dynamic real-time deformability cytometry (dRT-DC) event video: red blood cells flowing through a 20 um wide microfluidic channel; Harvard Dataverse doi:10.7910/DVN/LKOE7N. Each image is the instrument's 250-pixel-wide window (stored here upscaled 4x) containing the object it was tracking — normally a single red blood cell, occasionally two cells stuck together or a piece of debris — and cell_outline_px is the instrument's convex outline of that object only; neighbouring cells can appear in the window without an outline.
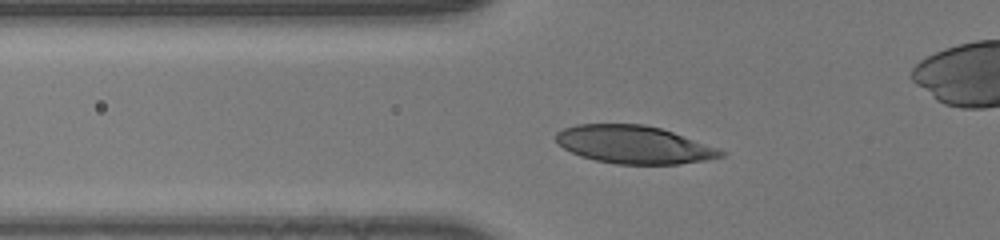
{"species": "human", "species_latin": "Homo sapiens", "temperature_condition": "room temperature", "stored_images_in_passage": 35, "camera_frame_rate_fps": 3000, "um_per_image_px": 0.085, "donor": {"sex": "male"}, "frame": {"image": 1, "passage_image": 10, "time_ms": 3.0, "image_size_px": [1000, 240], "cell_outline_px": [[728, 152], [724, 156], [704, 160], [680, 164], [616, 164], [596, 160], [580, 156], [564, 148], [556, 140], [556, 132], [564, 128], [576, 124], [644, 124], [660, 128], [672, 132]], "centroid_in_image_um": [53.87, 12.29], "position_along_channel_um": 71.9, "area_um2": 36.13}}
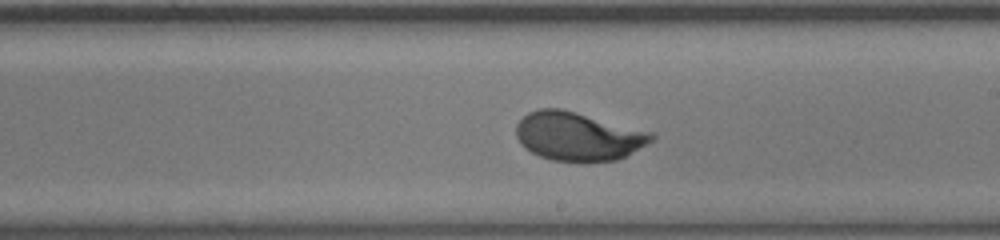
{"frame": {"image": 2, "passage_image": 22, "time_ms": 7.0, "image_size_px": [1000, 240], "cell_outline_px": [[656, 136], [652, 140], [624, 156], [616, 160], [588, 164], [584, 164], [552, 160], [540, 156], [524, 148], [520, 144], [516, 136], [516, 124], [528, 112], [540, 108], [560, 108], [576, 112], [652, 132]], "centroid_in_image_um": [49.09, 11.61], "position_along_channel_um": 239.9, "area_um2": 38.61}}
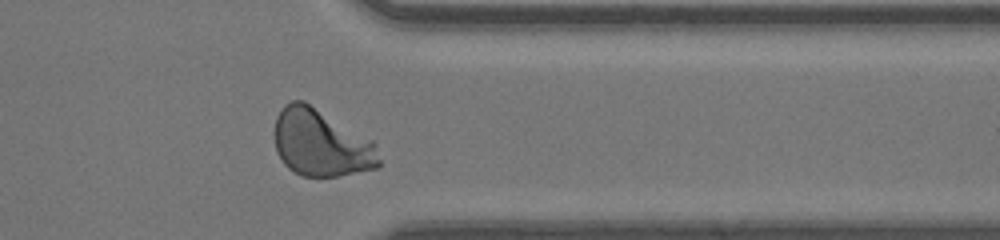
{"frame": {"image": 3, "passage_image": 32, "time_ms": 10.333, "image_size_px": [1000, 240], "cell_outline_px": [[380, 164], [376, 168], [340, 176], [300, 176], [288, 168], [284, 164], [276, 152], [272, 132], [276, 116], [284, 104], [292, 100], [304, 100], [372, 140], [376, 144], [380, 160]], "centroid_in_image_um": [27.24, 12.15], "position_along_channel_um": 384.2, "area_um2": 41.38}}